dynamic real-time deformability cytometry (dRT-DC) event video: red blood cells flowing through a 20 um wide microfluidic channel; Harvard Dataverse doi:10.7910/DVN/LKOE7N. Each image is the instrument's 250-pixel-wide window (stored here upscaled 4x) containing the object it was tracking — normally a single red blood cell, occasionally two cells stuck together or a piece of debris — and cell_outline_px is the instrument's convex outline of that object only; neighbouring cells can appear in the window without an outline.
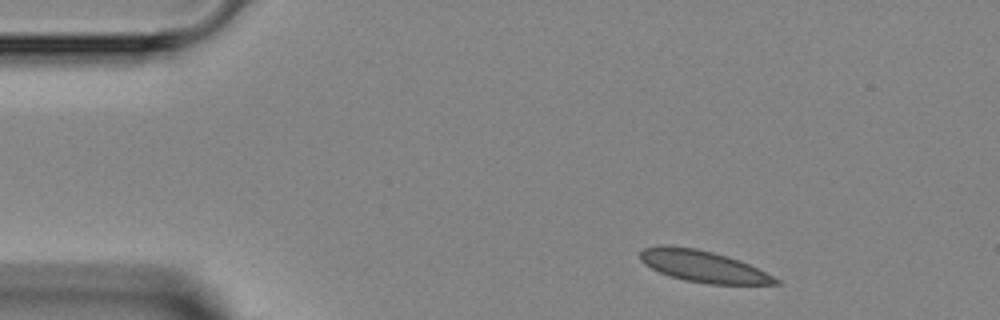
{"species": "Egyptian fruit bat (a non-hibernating species)", "species_latin": "Rousettus aegyptiacus", "temperature_condition": "room temperature", "stored_images_in_passage": 4, "segment_of_instrument_passage": [1, 2], "camera_frame_rate_fps": 3000, "um_per_image_px": 0.085, "animal": {"sex": "female"}, "frame": {"image": 1, "passage_image": 1, "time_ms": 0.0, "image_size_px": [1000, 320], "cell_outline_px": [[780, 284], [708, 284], [684, 280], [660, 272], [644, 264], [640, 260], [640, 252], [644, 248], [660, 244], [664, 244], [696, 248], [728, 256], [748, 264], [780, 280]], "centroid_in_image_um": [59.72, 22.62], "position_along_channel_um": 25.3, "area_um2": 24.74}}